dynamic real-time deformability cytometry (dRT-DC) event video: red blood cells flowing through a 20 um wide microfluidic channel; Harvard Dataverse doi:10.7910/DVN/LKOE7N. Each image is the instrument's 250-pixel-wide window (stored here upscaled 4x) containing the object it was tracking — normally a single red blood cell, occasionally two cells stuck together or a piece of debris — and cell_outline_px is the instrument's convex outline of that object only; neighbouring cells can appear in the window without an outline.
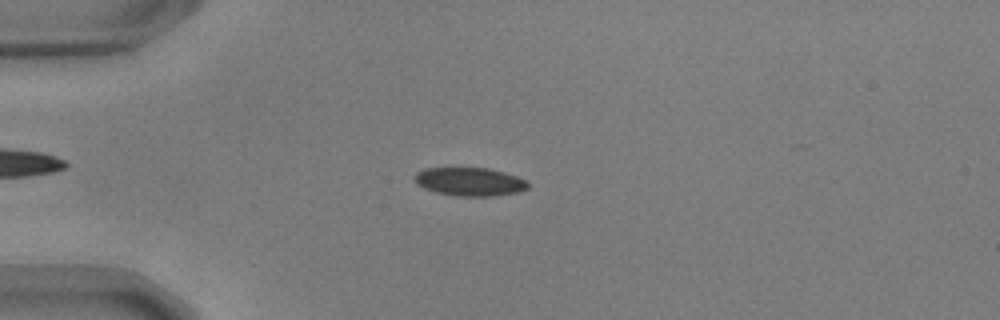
{"species": "common noctule bat (a hibernating species)", "species_latin": "Nyctalus noctula", "temperature_condition": "warm", "stored_images_in_passage": 43, "camera_frame_rate_fps": 3000, "um_per_image_px": 0.085, "animal": {"sex": "male", "body_mass_g": 17.9, "forearm_length_mm": 54.2}, "frame": {"image": 1, "passage_image": 3, "time_ms": 0.667, "image_size_px": [1000, 320], "cell_outline_px": [[528, 188], [520, 192], [492, 196], [460, 196], [436, 192], [424, 188], [416, 184], [412, 176], [416, 172], [424, 168], [488, 168], [504, 172], [516, 176], [524, 180], [528, 184]], "centroid_in_image_um": [39.89, 15.44], "position_along_channel_um": 45.1, "area_um2": 18.79}}
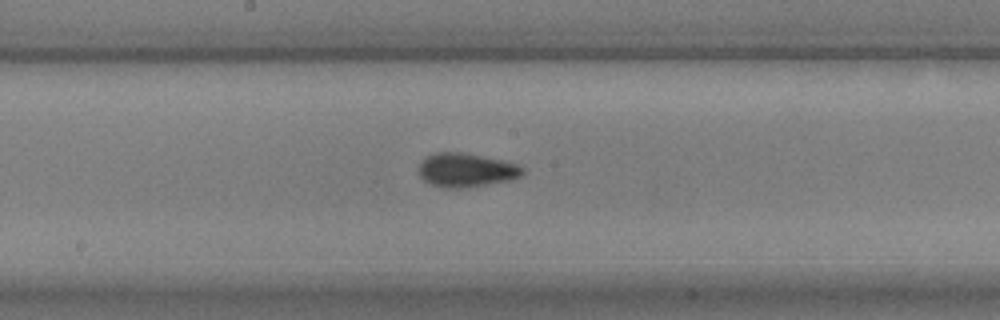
{"frame": {"image": 2, "passage_image": 18, "time_ms": 5.667, "image_size_px": [1000, 320], "cell_outline_px": [[524, 172], [520, 176], [512, 180], [460, 188], [444, 188], [432, 184], [424, 180], [420, 176], [420, 164], [424, 156], [436, 152], [460, 152], [500, 160], [516, 164], [524, 168]], "centroid_in_image_um": [39.6, 14.45], "position_along_channel_um": 208.6, "area_um2": 20.23}}
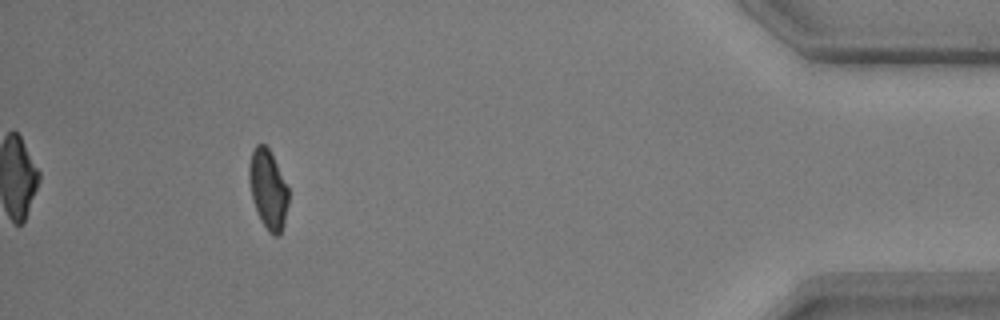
{"frame": {"image": 3, "passage_image": 39, "time_ms": 12.667, "image_size_px": [1000, 320], "cell_outline_px": [[288, 204], [284, 224], [280, 236], [272, 236], [268, 232], [260, 220], [252, 200], [248, 180], [248, 164], [252, 152], [256, 144], [264, 144], [268, 148], [288, 188]], "centroid_in_image_um": [22.76, 16.14], "position_along_channel_um": 412.4, "area_um2": 18.26}, "authors_computed_cell_mechanics": {"area_um2": 19.1318, "velocity_mm_per_s": 3.7006, "shape_relaxation_time_tau1_ms": 3.4953, "shape_relaxation_time_tau2_ms": 0.9943, "deformation_change_tau1": 0.1123, "deformation_change_tau2": 0.0517}}